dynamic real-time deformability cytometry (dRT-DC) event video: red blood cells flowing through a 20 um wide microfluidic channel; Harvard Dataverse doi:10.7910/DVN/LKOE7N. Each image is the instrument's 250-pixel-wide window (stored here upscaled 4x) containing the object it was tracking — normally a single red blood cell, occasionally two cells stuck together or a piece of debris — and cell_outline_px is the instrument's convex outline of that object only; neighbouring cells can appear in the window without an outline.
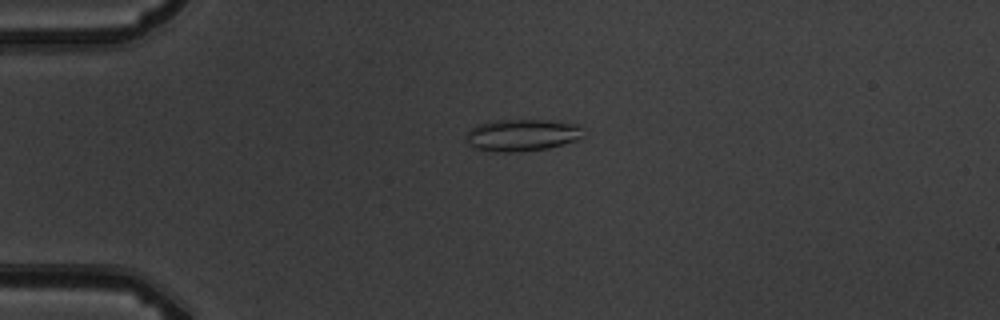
{"species": "common noctule bat (a hibernating species)", "species_latin": "Nyctalus noctula", "temperature_condition": "warm", "stored_images_in_passage": 2, "camera_frame_rate_fps": 3000, "um_per_image_px": 0.085, "animal": {"sex": "male", "body_mass_g": 19.5, "forearm_length_mm": 54.6}, "frame": {"image": 1, "passage_image": 1, "time_ms": 0.0, "image_size_px": [1000, 320], "cell_outline_px": [[580, 140], [548, 148], [516, 152], [496, 152], [476, 148], [468, 144], [464, 136], [476, 124], [492, 120], [548, 120], [580, 124]], "centroid_in_image_um": [44.34, 11.48], "position_along_channel_um": 40.7, "area_um2": 21.96}}